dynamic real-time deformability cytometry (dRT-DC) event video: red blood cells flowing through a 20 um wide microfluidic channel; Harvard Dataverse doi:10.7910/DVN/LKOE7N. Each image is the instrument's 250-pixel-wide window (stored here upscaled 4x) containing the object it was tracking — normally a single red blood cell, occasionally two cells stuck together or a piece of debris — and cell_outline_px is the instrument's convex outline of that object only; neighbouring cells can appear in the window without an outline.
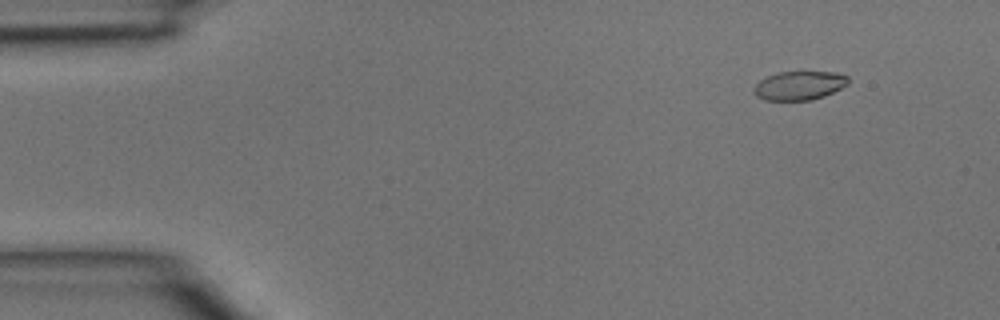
{"species": "common noctule bat (a hibernating species)", "species_latin": "Nyctalus noctula", "temperature_condition": "room temperature", "stored_images_in_passage": 4, "camera_frame_rate_fps": 3000, "um_per_image_px": 0.085, "animal": {"sex": "male", "body_mass_g": 15.6}, "frame": {"image": 1, "passage_image": 2, "time_ms": 0.333, "image_size_px": [1000, 320], "cell_outline_px": [[848, 84], [824, 96], [812, 100], [764, 100], [756, 96], [752, 92], [752, 88], [760, 80], [768, 76], [780, 72], [836, 72], [848, 76]], "centroid_in_image_um": [67.91, 7.27], "position_along_channel_um": 17.1, "area_um2": 15.84}}
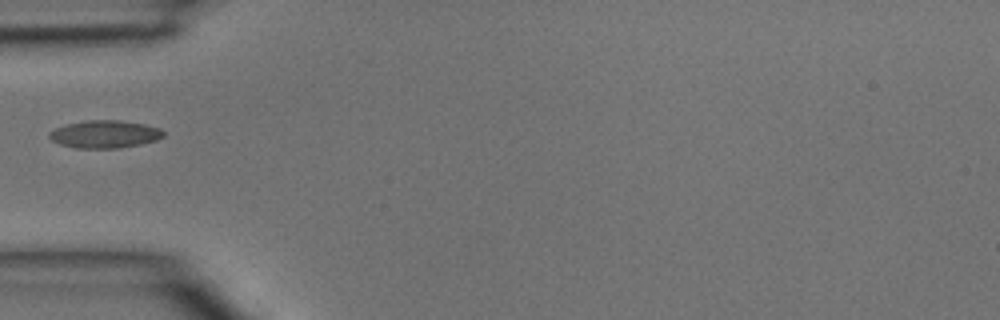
{"frame": {"image": 2, "passage_image": 4, "time_ms": 1.0, "image_size_px": [1000, 320], "cell_outline_px": [[164, 136], [156, 140], [140, 144], [120, 148], [76, 148], [60, 144], [52, 140], [48, 136], [48, 132], [64, 124], [88, 120], [120, 120], [144, 124], [160, 128], [164, 132]], "centroid_in_image_um": [8.89, 11.4], "position_along_channel_um": 76.1, "area_um2": 18.44}}